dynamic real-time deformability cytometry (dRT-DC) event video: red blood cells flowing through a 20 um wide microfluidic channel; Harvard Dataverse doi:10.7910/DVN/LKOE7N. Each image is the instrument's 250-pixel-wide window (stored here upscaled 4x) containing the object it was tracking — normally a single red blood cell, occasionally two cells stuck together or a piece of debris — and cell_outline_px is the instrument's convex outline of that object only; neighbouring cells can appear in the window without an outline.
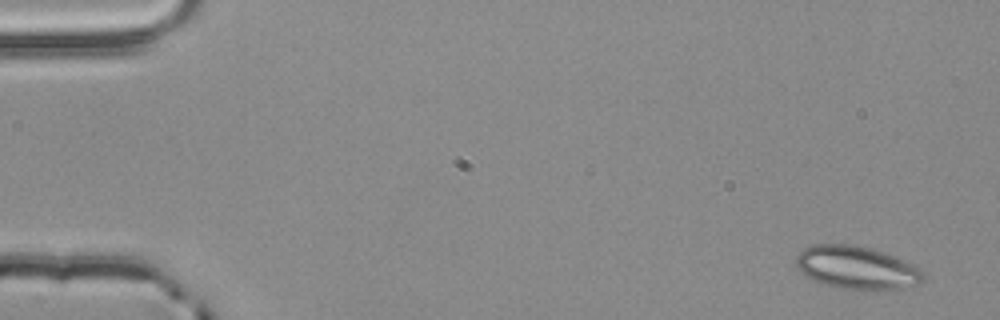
{"species": "common noctule bat (a hibernating species)", "species_latin": "Nyctalus noctula", "temperature_condition": "room temperature", "stored_images_in_passage": 3, "camera_frame_rate_fps": 3000, "um_per_image_px": 0.085, "animal": {"sex": "male", "body_mass_g": 20.4}, "frame": {"image": 1, "passage_image": 1, "time_ms": 0.0, "image_size_px": [1000, 320], "cell_outline_px": [[924, 280], [920, 284], [912, 288], [836, 288], [816, 280], [800, 272], [796, 264], [796, 256], [804, 248], [812, 244], [848, 244], [872, 248], [884, 252], [924, 272]], "centroid_in_image_um": [72.8, 22.73], "position_along_channel_um": 12.2, "area_um2": 31.21}}